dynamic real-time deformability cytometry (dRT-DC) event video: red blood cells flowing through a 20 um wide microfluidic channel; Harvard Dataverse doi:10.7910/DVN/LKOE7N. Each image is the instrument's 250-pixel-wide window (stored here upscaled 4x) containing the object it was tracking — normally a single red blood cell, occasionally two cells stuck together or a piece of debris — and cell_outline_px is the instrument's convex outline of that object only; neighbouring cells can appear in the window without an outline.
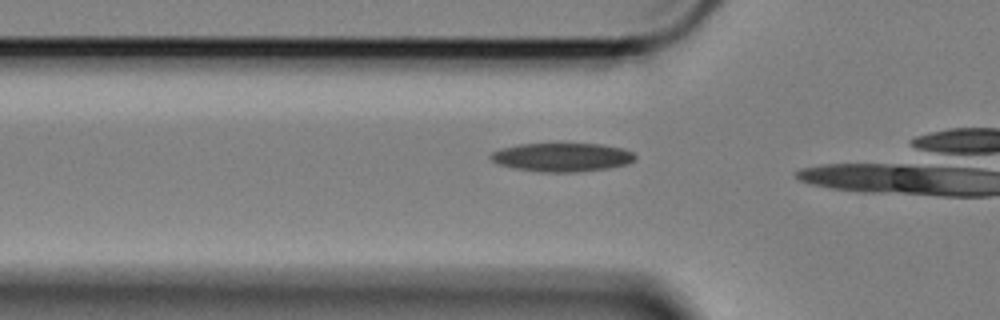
{"species": "Egyptian fruit bat (a non-hibernating species)", "species_latin": "Rousettus aegyptiacus", "temperature_condition": "cold", "stored_images_in_passage": 18, "camera_frame_rate_fps": 3000, "um_per_image_px": 0.085, "animal": {"sex": "female"}, "frame": {"image": 1, "passage_image": 13, "time_ms": 4.0, "image_size_px": [1000, 320], "cell_outline_px": [[636, 160], [628, 164], [608, 168], [576, 172], [544, 172], [516, 168], [500, 164], [492, 160], [488, 156], [492, 152], [500, 148], [520, 144], [600, 144], [624, 148], [632, 152], [636, 156]], "centroid_in_image_um": [47.81, 13.36], "position_along_channel_um": 78.0, "area_um2": 24.04}}
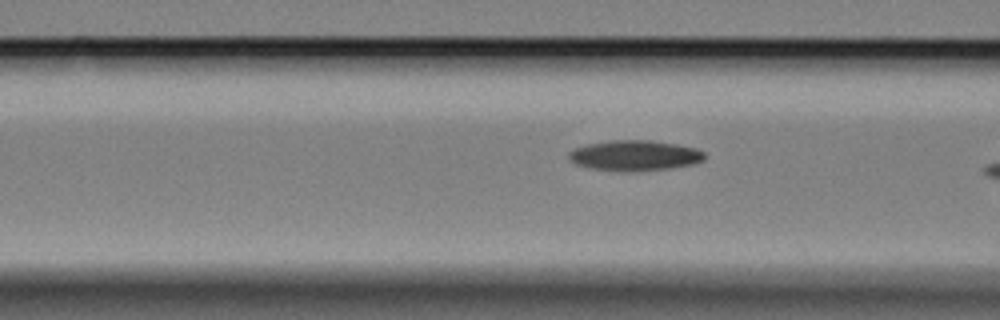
{"frame": {"image": 2, "passage_image": 16, "time_ms": 5.0, "image_size_px": [1000, 320], "cell_outline_px": [[704, 160], [692, 164], [668, 168], [628, 172], [620, 172], [588, 168], [576, 164], [568, 156], [568, 152], [576, 148], [588, 144], [612, 140], [648, 140], [676, 144], [696, 148], [704, 152]], "centroid_in_image_um": [53.93, 13.22], "position_along_channel_um": 112.7, "area_um2": 23.99}}